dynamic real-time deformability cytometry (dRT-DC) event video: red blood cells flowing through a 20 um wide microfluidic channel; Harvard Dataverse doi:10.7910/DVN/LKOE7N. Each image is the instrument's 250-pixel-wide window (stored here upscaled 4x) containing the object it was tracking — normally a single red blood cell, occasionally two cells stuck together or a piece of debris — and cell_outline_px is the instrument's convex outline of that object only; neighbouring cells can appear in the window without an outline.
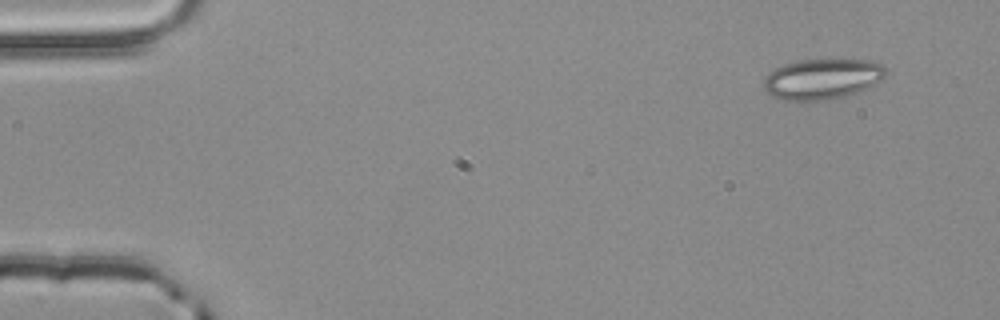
{"species": "common noctule bat (a hibernating species)", "species_latin": "Nyctalus noctula", "temperature_condition": "room temperature", "stored_images_in_passage": 4, "camera_frame_rate_fps": 3000, "um_per_image_px": 0.085, "animal": {"sex": "male", "body_mass_g": 20.4}, "frame": {"image": 1, "passage_image": 1, "time_ms": 0.0, "image_size_px": [1000, 320], "cell_outline_px": [[888, 72], [880, 80], [868, 88], [844, 96], [808, 104], [784, 100], [768, 96], [764, 92], [764, 76], [776, 68], [784, 64], [800, 60], [872, 60], [884, 64]], "centroid_in_image_um": [69.85, 6.75], "position_along_channel_um": 15.1, "area_um2": 29.59}}